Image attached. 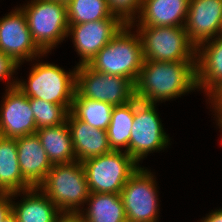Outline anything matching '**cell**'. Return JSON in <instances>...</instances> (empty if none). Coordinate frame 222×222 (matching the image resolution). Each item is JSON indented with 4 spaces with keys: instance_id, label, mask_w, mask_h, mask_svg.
Wrapping results in <instances>:
<instances>
[{
    "instance_id": "obj_35",
    "label": "cell",
    "mask_w": 222,
    "mask_h": 222,
    "mask_svg": "<svg viewBox=\"0 0 222 222\" xmlns=\"http://www.w3.org/2000/svg\"><path fill=\"white\" fill-rule=\"evenodd\" d=\"M47 1H57L64 4H67L69 2V0H47Z\"/></svg>"
},
{
    "instance_id": "obj_12",
    "label": "cell",
    "mask_w": 222,
    "mask_h": 222,
    "mask_svg": "<svg viewBox=\"0 0 222 222\" xmlns=\"http://www.w3.org/2000/svg\"><path fill=\"white\" fill-rule=\"evenodd\" d=\"M124 25L119 17L69 24L67 36H72L75 51L81 59L77 65L88 64Z\"/></svg>"
},
{
    "instance_id": "obj_31",
    "label": "cell",
    "mask_w": 222,
    "mask_h": 222,
    "mask_svg": "<svg viewBox=\"0 0 222 222\" xmlns=\"http://www.w3.org/2000/svg\"><path fill=\"white\" fill-rule=\"evenodd\" d=\"M200 222H222V208L212 210L207 214L206 217H203Z\"/></svg>"
},
{
    "instance_id": "obj_23",
    "label": "cell",
    "mask_w": 222,
    "mask_h": 222,
    "mask_svg": "<svg viewBox=\"0 0 222 222\" xmlns=\"http://www.w3.org/2000/svg\"><path fill=\"white\" fill-rule=\"evenodd\" d=\"M133 119L134 100L113 107L111 121L106 130L111 150L125 151L128 154Z\"/></svg>"
},
{
    "instance_id": "obj_27",
    "label": "cell",
    "mask_w": 222,
    "mask_h": 222,
    "mask_svg": "<svg viewBox=\"0 0 222 222\" xmlns=\"http://www.w3.org/2000/svg\"><path fill=\"white\" fill-rule=\"evenodd\" d=\"M112 13L125 24H131L138 17L142 0H107Z\"/></svg>"
},
{
    "instance_id": "obj_22",
    "label": "cell",
    "mask_w": 222,
    "mask_h": 222,
    "mask_svg": "<svg viewBox=\"0 0 222 222\" xmlns=\"http://www.w3.org/2000/svg\"><path fill=\"white\" fill-rule=\"evenodd\" d=\"M36 134L52 164L76 161L67 121L57 126L37 129Z\"/></svg>"
},
{
    "instance_id": "obj_21",
    "label": "cell",
    "mask_w": 222,
    "mask_h": 222,
    "mask_svg": "<svg viewBox=\"0 0 222 222\" xmlns=\"http://www.w3.org/2000/svg\"><path fill=\"white\" fill-rule=\"evenodd\" d=\"M85 204L78 213L83 222H127L120 194L89 193Z\"/></svg>"
},
{
    "instance_id": "obj_20",
    "label": "cell",
    "mask_w": 222,
    "mask_h": 222,
    "mask_svg": "<svg viewBox=\"0 0 222 222\" xmlns=\"http://www.w3.org/2000/svg\"><path fill=\"white\" fill-rule=\"evenodd\" d=\"M30 188L20 170L16 139L0 136V193L11 194Z\"/></svg>"
},
{
    "instance_id": "obj_3",
    "label": "cell",
    "mask_w": 222,
    "mask_h": 222,
    "mask_svg": "<svg viewBox=\"0 0 222 222\" xmlns=\"http://www.w3.org/2000/svg\"><path fill=\"white\" fill-rule=\"evenodd\" d=\"M40 57L32 64L28 81L17 80L16 87L29 98H37L64 105L69 111L76 91V69L65 71L55 64L42 62ZM35 64V65H34Z\"/></svg>"
},
{
    "instance_id": "obj_24",
    "label": "cell",
    "mask_w": 222,
    "mask_h": 222,
    "mask_svg": "<svg viewBox=\"0 0 222 222\" xmlns=\"http://www.w3.org/2000/svg\"><path fill=\"white\" fill-rule=\"evenodd\" d=\"M113 105L84 97H73L70 113L89 126L107 130L112 117Z\"/></svg>"
},
{
    "instance_id": "obj_14",
    "label": "cell",
    "mask_w": 222,
    "mask_h": 222,
    "mask_svg": "<svg viewBox=\"0 0 222 222\" xmlns=\"http://www.w3.org/2000/svg\"><path fill=\"white\" fill-rule=\"evenodd\" d=\"M222 0H190L184 28L197 47L220 35Z\"/></svg>"
},
{
    "instance_id": "obj_6",
    "label": "cell",
    "mask_w": 222,
    "mask_h": 222,
    "mask_svg": "<svg viewBox=\"0 0 222 222\" xmlns=\"http://www.w3.org/2000/svg\"><path fill=\"white\" fill-rule=\"evenodd\" d=\"M144 60L196 61V46L184 26H137Z\"/></svg>"
},
{
    "instance_id": "obj_15",
    "label": "cell",
    "mask_w": 222,
    "mask_h": 222,
    "mask_svg": "<svg viewBox=\"0 0 222 222\" xmlns=\"http://www.w3.org/2000/svg\"><path fill=\"white\" fill-rule=\"evenodd\" d=\"M18 162L23 179L33 188L39 187L53 164L37 134L16 138Z\"/></svg>"
},
{
    "instance_id": "obj_26",
    "label": "cell",
    "mask_w": 222,
    "mask_h": 222,
    "mask_svg": "<svg viewBox=\"0 0 222 222\" xmlns=\"http://www.w3.org/2000/svg\"><path fill=\"white\" fill-rule=\"evenodd\" d=\"M30 107L34 114L37 129L65 123L69 114V110L64 105L37 98H30Z\"/></svg>"
},
{
    "instance_id": "obj_9",
    "label": "cell",
    "mask_w": 222,
    "mask_h": 222,
    "mask_svg": "<svg viewBox=\"0 0 222 222\" xmlns=\"http://www.w3.org/2000/svg\"><path fill=\"white\" fill-rule=\"evenodd\" d=\"M155 103L134 99V119L128 154L139 164L150 153L165 150L170 138L164 131ZM165 148V149H164Z\"/></svg>"
},
{
    "instance_id": "obj_33",
    "label": "cell",
    "mask_w": 222,
    "mask_h": 222,
    "mask_svg": "<svg viewBox=\"0 0 222 222\" xmlns=\"http://www.w3.org/2000/svg\"><path fill=\"white\" fill-rule=\"evenodd\" d=\"M207 98V101H222V84H220Z\"/></svg>"
},
{
    "instance_id": "obj_30",
    "label": "cell",
    "mask_w": 222,
    "mask_h": 222,
    "mask_svg": "<svg viewBox=\"0 0 222 222\" xmlns=\"http://www.w3.org/2000/svg\"><path fill=\"white\" fill-rule=\"evenodd\" d=\"M211 108H213V116H215L216 119V125L219 126V129L222 133V101H208ZM222 138V137H221Z\"/></svg>"
},
{
    "instance_id": "obj_16",
    "label": "cell",
    "mask_w": 222,
    "mask_h": 222,
    "mask_svg": "<svg viewBox=\"0 0 222 222\" xmlns=\"http://www.w3.org/2000/svg\"><path fill=\"white\" fill-rule=\"evenodd\" d=\"M196 80L198 91L208 96L222 84V36L196 47Z\"/></svg>"
},
{
    "instance_id": "obj_1",
    "label": "cell",
    "mask_w": 222,
    "mask_h": 222,
    "mask_svg": "<svg viewBox=\"0 0 222 222\" xmlns=\"http://www.w3.org/2000/svg\"><path fill=\"white\" fill-rule=\"evenodd\" d=\"M193 90H198L196 61L144 60L135 82V98L147 103H162Z\"/></svg>"
},
{
    "instance_id": "obj_2",
    "label": "cell",
    "mask_w": 222,
    "mask_h": 222,
    "mask_svg": "<svg viewBox=\"0 0 222 222\" xmlns=\"http://www.w3.org/2000/svg\"><path fill=\"white\" fill-rule=\"evenodd\" d=\"M132 28L131 24H125L88 65L98 72L124 76L135 84L144 58L139 33L131 32Z\"/></svg>"
},
{
    "instance_id": "obj_17",
    "label": "cell",
    "mask_w": 222,
    "mask_h": 222,
    "mask_svg": "<svg viewBox=\"0 0 222 222\" xmlns=\"http://www.w3.org/2000/svg\"><path fill=\"white\" fill-rule=\"evenodd\" d=\"M190 0H142L136 26H184ZM136 22V23H135ZM138 22V23H137Z\"/></svg>"
},
{
    "instance_id": "obj_8",
    "label": "cell",
    "mask_w": 222,
    "mask_h": 222,
    "mask_svg": "<svg viewBox=\"0 0 222 222\" xmlns=\"http://www.w3.org/2000/svg\"><path fill=\"white\" fill-rule=\"evenodd\" d=\"M74 97L109 103L128 104L135 99V84L124 76H114L93 70L88 64L77 65Z\"/></svg>"
},
{
    "instance_id": "obj_32",
    "label": "cell",
    "mask_w": 222,
    "mask_h": 222,
    "mask_svg": "<svg viewBox=\"0 0 222 222\" xmlns=\"http://www.w3.org/2000/svg\"><path fill=\"white\" fill-rule=\"evenodd\" d=\"M55 222H83L78 214H61Z\"/></svg>"
},
{
    "instance_id": "obj_19",
    "label": "cell",
    "mask_w": 222,
    "mask_h": 222,
    "mask_svg": "<svg viewBox=\"0 0 222 222\" xmlns=\"http://www.w3.org/2000/svg\"><path fill=\"white\" fill-rule=\"evenodd\" d=\"M67 124L77 161L82 162L88 158L112 151L106 130L89 126L86 122L75 118L70 112L67 117Z\"/></svg>"
},
{
    "instance_id": "obj_7",
    "label": "cell",
    "mask_w": 222,
    "mask_h": 222,
    "mask_svg": "<svg viewBox=\"0 0 222 222\" xmlns=\"http://www.w3.org/2000/svg\"><path fill=\"white\" fill-rule=\"evenodd\" d=\"M87 178L89 193L120 194L139 165L125 151L88 158L81 162Z\"/></svg>"
},
{
    "instance_id": "obj_18",
    "label": "cell",
    "mask_w": 222,
    "mask_h": 222,
    "mask_svg": "<svg viewBox=\"0 0 222 222\" xmlns=\"http://www.w3.org/2000/svg\"><path fill=\"white\" fill-rule=\"evenodd\" d=\"M18 196L23 198L15 203ZM11 202L17 222H55L62 214L38 187L11 193Z\"/></svg>"
},
{
    "instance_id": "obj_4",
    "label": "cell",
    "mask_w": 222,
    "mask_h": 222,
    "mask_svg": "<svg viewBox=\"0 0 222 222\" xmlns=\"http://www.w3.org/2000/svg\"><path fill=\"white\" fill-rule=\"evenodd\" d=\"M38 188L62 214H78L89 196L85 171L82 163L77 160L53 164Z\"/></svg>"
},
{
    "instance_id": "obj_29",
    "label": "cell",
    "mask_w": 222,
    "mask_h": 222,
    "mask_svg": "<svg viewBox=\"0 0 222 222\" xmlns=\"http://www.w3.org/2000/svg\"><path fill=\"white\" fill-rule=\"evenodd\" d=\"M12 213L11 194L0 193V222Z\"/></svg>"
},
{
    "instance_id": "obj_5",
    "label": "cell",
    "mask_w": 222,
    "mask_h": 222,
    "mask_svg": "<svg viewBox=\"0 0 222 222\" xmlns=\"http://www.w3.org/2000/svg\"><path fill=\"white\" fill-rule=\"evenodd\" d=\"M23 10L31 36L37 47L48 54L68 38L66 4L57 1L31 0Z\"/></svg>"
},
{
    "instance_id": "obj_13",
    "label": "cell",
    "mask_w": 222,
    "mask_h": 222,
    "mask_svg": "<svg viewBox=\"0 0 222 222\" xmlns=\"http://www.w3.org/2000/svg\"><path fill=\"white\" fill-rule=\"evenodd\" d=\"M5 91L0 104V136L16 139L35 134L37 126L30 98L16 86Z\"/></svg>"
},
{
    "instance_id": "obj_34",
    "label": "cell",
    "mask_w": 222,
    "mask_h": 222,
    "mask_svg": "<svg viewBox=\"0 0 222 222\" xmlns=\"http://www.w3.org/2000/svg\"><path fill=\"white\" fill-rule=\"evenodd\" d=\"M2 222H17L16 216L11 213L4 221Z\"/></svg>"
},
{
    "instance_id": "obj_25",
    "label": "cell",
    "mask_w": 222,
    "mask_h": 222,
    "mask_svg": "<svg viewBox=\"0 0 222 222\" xmlns=\"http://www.w3.org/2000/svg\"><path fill=\"white\" fill-rule=\"evenodd\" d=\"M66 8L69 24H80L108 17H118L110 10L107 0H69Z\"/></svg>"
},
{
    "instance_id": "obj_11",
    "label": "cell",
    "mask_w": 222,
    "mask_h": 222,
    "mask_svg": "<svg viewBox=\"0 0 222 222\" xmlns=\"http://www.w3.org/2000/svg\"><path fill=\"white\" fill-rule=\"evenodd\" d=\"M0 51L20 66L24 61L33 63L35 58L47 56L35 44L20 7L0 18Z\"/></svg>"
},
{
    "instance_id": "obj_10",
    "label": "cell",
    "mask_w": 222,
    "mask_h": 222,
    "mask_svg": "<svg viewBox=\"0 0 222 222\" xmlns=\"http://www.w3.org/2000/svg\"><path fill=\"white\" fill-rule=\"evenodd\" d=\"M139 166L125 183L120 196L127 222L159 221L160 205L156 177Z\"/></svg>"
},
{
    "instance_id": "obj_28",
    "label": "cell",
    "mask_w": 222,
    "mask_h": 222,
    "mask_svg": "<svg viewBox=\"0 0 222 222\" xmlns=\"http://www.w3.org/2000/svg\"><path fill=\"white\" fill-rule=\"evenodd\" d=\"M18 67H20L19 64L0 51V81H7L5 82L7 83L6 88L15 87L17 85L18 78L16 79L13 75L16 73L17 69H20Z\"/></svg>"
},
{
    "instance_id": "obj_36",
    "label": "cell",
    "mask_w": 222,
    "mask_h": 222,
    "mask_svg": "<svg viewBox=\"0 0 222 222\" xmlns=\"http://www.w3.org/2000/svg\"><path fill=\"white\" fill-rule=\"evenodd\" d=\"M143 222H158V221H155V220H151V221H143Z\"/></svg>"
}]
</instances>
